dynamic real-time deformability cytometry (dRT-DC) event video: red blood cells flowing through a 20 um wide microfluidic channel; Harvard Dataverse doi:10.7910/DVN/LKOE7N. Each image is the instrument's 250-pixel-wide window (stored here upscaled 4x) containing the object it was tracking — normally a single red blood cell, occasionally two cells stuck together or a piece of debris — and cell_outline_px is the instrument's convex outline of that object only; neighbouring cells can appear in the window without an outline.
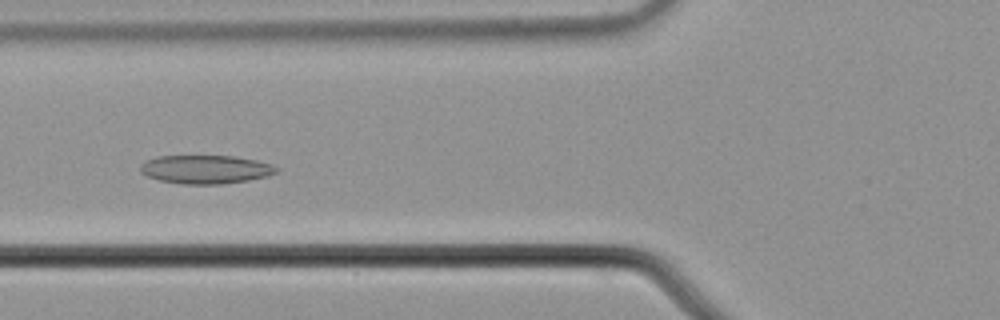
{"species": "common noctule bat (a hibernating species)", "species_latin": "Nyctalus noctula", "temperature_condition": "cold", "stored_images_in_passage": 48, "camera_frame_rate_fps": 3000, "um_per_image_px": 0.085, "animal": {"sex": "male", "body_mass_g": 21.5, "forearm_length_mm": 52.0}, "frame": {"image": 1, "passage_image": 13, "time_ms": 4.0, "image_size_px": [1000, 320], "cell_outline_px": [[280, 168], [276, 172], [268, 176], [248, 180], [220, 184], [184, 184], [160, 180], [148, 176], [140, 172], [140, 164], [144, 160], [156, 156], [236, 156], [256, 160], [272, 164]], "centroid_in_image_um": [17.47, 14.39], "position_along_channel_um": 108.3, "area_um2": 22.72}}
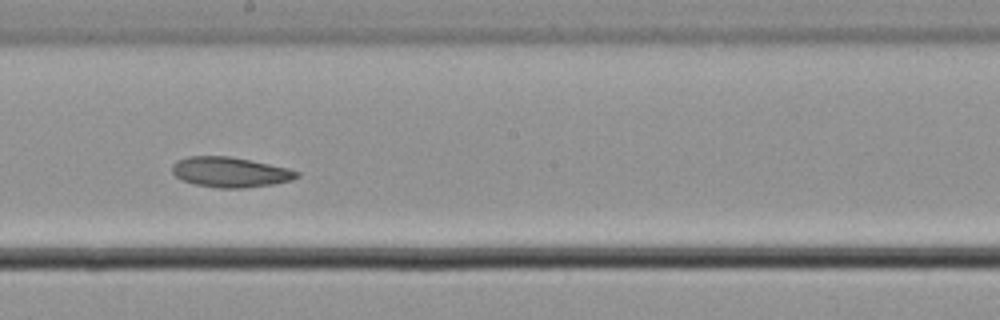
{"frame": {"image": 2, "passage_image": 23, "time_ms": 7.333, "image_size_px": [1000, 320], "cell_outline_px": [[300, 176], [292, 180], [272, 184], [244, 188], [216, 188], [196, 184], [180, 180], [172, 172], [172, 164], [176, 160], [188, 156], [228, 156], [288, 168], [300, 172]], "centroid_in_image_um": [19.54, 14.63], "position_along_channel_um": 228.7, "area_um2": 21.91}}
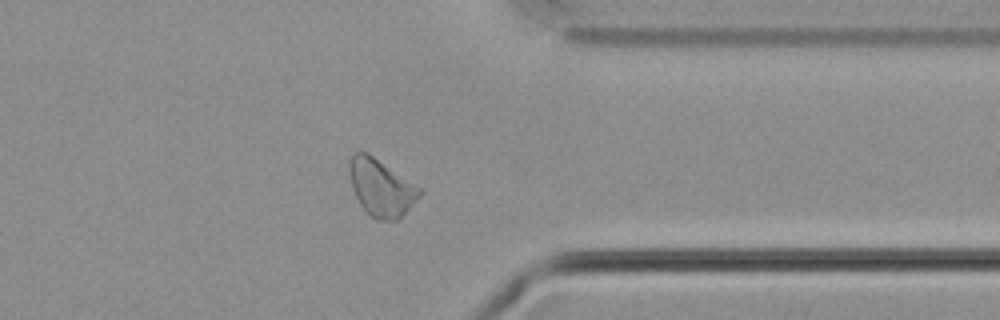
{"frame": {"image": 3, "passage_image": 36, "time_ms": 11.667, "image_size_px": [1000, 320], "cell_outline_px": [[424, 192], [396, 220], [376, 220], [360, 204], [352, 188], [348, 172], [348, 164], [352, 156], [356, 152], [364, 152], [372, 156], [424, 188]], "centroid_in_image_um": [32.41, 15.94], "position_along_channel_um": 379.0, "area_um2": 23.12}}